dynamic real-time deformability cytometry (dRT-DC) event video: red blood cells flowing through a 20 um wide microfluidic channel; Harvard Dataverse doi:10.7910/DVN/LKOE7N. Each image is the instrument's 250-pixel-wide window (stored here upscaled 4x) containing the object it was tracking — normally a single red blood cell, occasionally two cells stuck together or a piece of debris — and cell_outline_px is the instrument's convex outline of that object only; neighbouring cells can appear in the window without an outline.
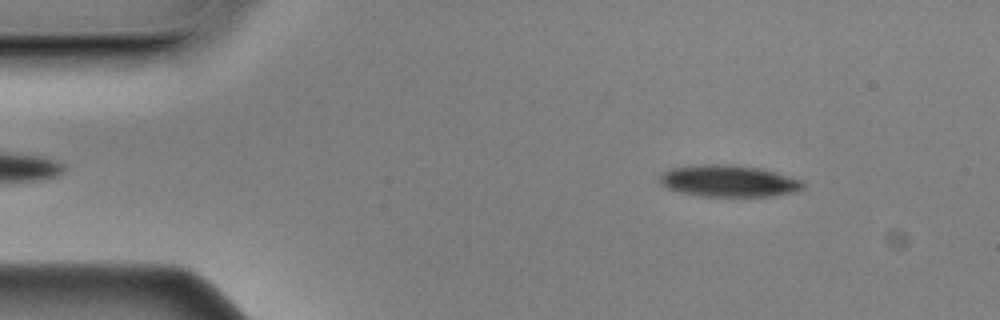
{"species": "Egyptian fruit bat (a non-hibernating species)", "species_latin": "Rousettus aegyptiacus", "temperature_condition": "cold", "stored_images_in_passage": 55, "camera_frame_rate_fps": 3000, "um_per_image_px": 0.085, "animal": {"sex": "male"}, "frame": {"image": 1, "passage_image": 6, "time_ms": 1.667, "image_size_px": [1000, 320], "cell_outline_px": [[804, 188], [796, 192], [776, 196], [700, 196], [680, 192], [668, 188], [660, 184], [660, 172], [672, 168], [700, 164], [732, 164], [764, 168], [804, 180]], "centroid_in_image_um": [61.99, 15.37], "position_along_channel_um": 23.0, "area_um2": 26.99}}
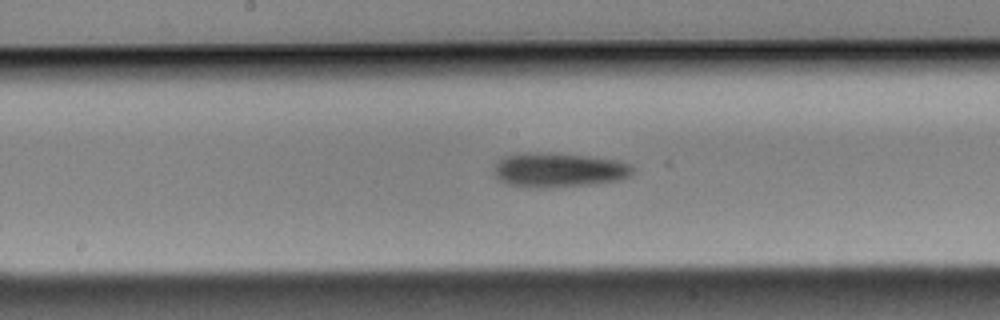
{"frame": {"image": 2, "passage_image": 27, "time_ms": 8.667, "image_size_px": [1000, 320], "cell_outline_px": [[632, 172], [628, 176], [620, 180], [588, 184], [544, 188], [524, 188], [508, 184], [500, 180], [496, 176], [492, 168], [496, 160], [504, 156], [548, 152], [620, 160], [632, 164]], "centroid_in_image_um": [47.45, 14.46], "position_along_channel_um": 200.7, "area_um2": 27.8}}
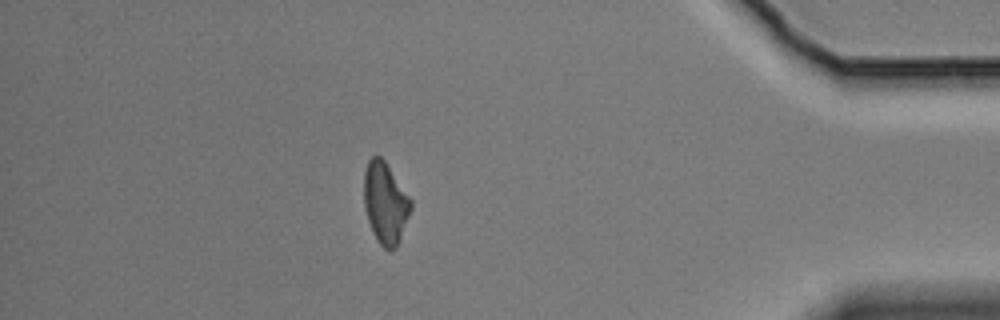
{"frame": {"image": 3, "passage_image": 48, "time_ms": 15.667, "image_size_px": [1000, 320], "cell_outline_px": [[412, 208], [400, 240], [396, 248], [388, 252], [376, 240], [368, 220], [364, 208], [364, 172], [368, 160], [372, 156], [380, 156], [384, 160], [412, 200]], "centroid_in_image_um": [32.75, 17.28], "position_along_channel_um": 402.4, "area_um2": 22.37}, "authors_computed_cell_mechanics": {"area_um2": 26.1834, "velocity_mm_per_s": 3.5135, "shape_relaxation_time_tau1_ms": 2.5412, "shape_relaxation_time_tau2_ms": null, "deformation_change_tau1": 0.0919, "deformation_change_tau2": null}}